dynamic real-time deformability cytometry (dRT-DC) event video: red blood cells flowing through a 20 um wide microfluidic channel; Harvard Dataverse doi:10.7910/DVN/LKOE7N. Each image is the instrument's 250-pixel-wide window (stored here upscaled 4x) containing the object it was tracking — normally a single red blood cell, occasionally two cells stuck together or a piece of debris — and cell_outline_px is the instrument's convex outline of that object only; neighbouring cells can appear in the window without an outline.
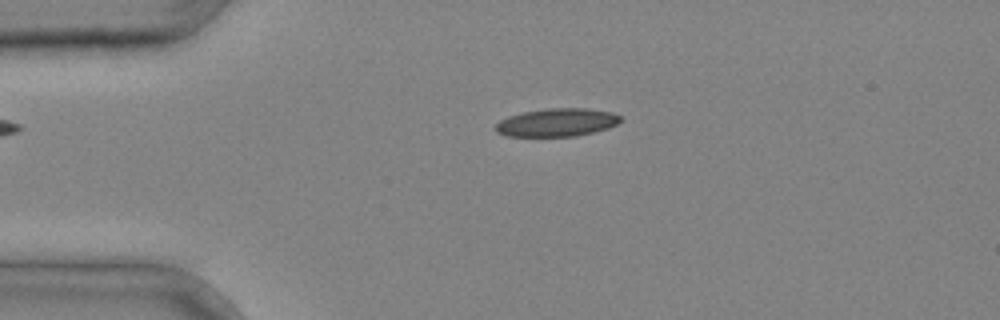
{"species": "common noctule bat (a hibernating species)", "species_latin": "Nyctalus noctula", "temperature_condition": "cold", "stored_images_in_passage": 3, "camera_frame_rate_fps": 3000, "um_per_image_px": 0.085, "animal": {"sex": "male", "body_mass_g": 20.4}, "frame": {"image": 1, "passage_image": 3, "time_ms": 0.667, "image_size_px": [1000, 320], "cell_outline_px": [[624, 120], [608, 128], [576, 136], [504, 136], [496, 132], [496, 124], [500, 120], [508, 116], [524, 112], [548, 108], [588, 108], [612, 112], [620, 116]], "centroid_in_image_um": [47.35, 10.4], "position_along_channel_um": 37.7, "area_um2": 20.46}}